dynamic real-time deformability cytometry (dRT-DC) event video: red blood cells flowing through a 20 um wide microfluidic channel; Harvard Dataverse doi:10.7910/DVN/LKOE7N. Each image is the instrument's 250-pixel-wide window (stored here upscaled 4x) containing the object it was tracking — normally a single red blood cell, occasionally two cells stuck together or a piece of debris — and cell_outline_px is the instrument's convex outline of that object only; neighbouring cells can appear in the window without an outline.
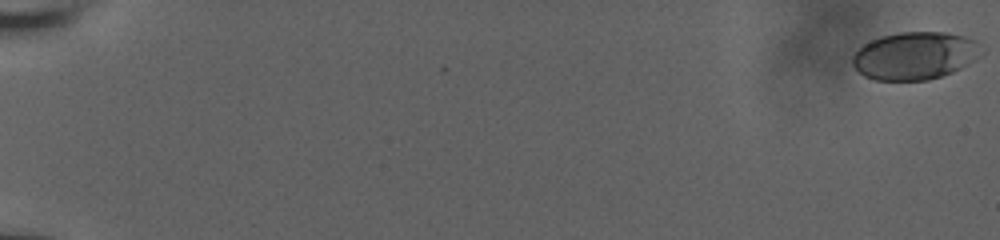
{"species": "human", "species_latin": "Homo sapiens", "temperature_condition": "room temperature", "stored_images_in_passage": 58, "camera_frame_rate_fps": 3000, "um_per_image_px": 0.085, "donor": {"sex": "male"}, "frame": {"image": 1, "passage_image": 1, "time_ms": 0.0, "image_size_px": [1000, 240], "cell_outline_px": [[984, 52], [976, 60], [952, 72], [928, 80], [876, 80], [864, 76], [852, 64], [852, 56], [864, 44], [880, 36], [900, 32], [944, 32], [964, 36], [972, 40]], "centroid_in_image_um": [77.76, 4.74], "position_along_channel_um": 7.2, "area_um2": 35.6}}
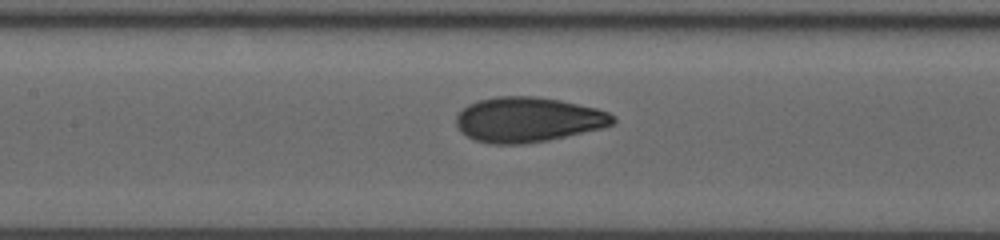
{"frame": {"image": 2, "passage_image": 31, "time_ms": 10.0, "image_size_px": [1000, 240], "cell_outline_px": [[616, 120], [612, 124], [604, 128], [548, 140], [520, 144], [492, 144], [476, 140], [460, 132], [456, 124], [456, 116], [468, 104], [476, 100], [496, 96], [536, 96], [560, 100], [596, 108], [608, 112], [616, 116]], "centroid_in_image_um": [44.88, 10.16], "position_along_channel_um": 162.5, "area_um2": 41.21}}
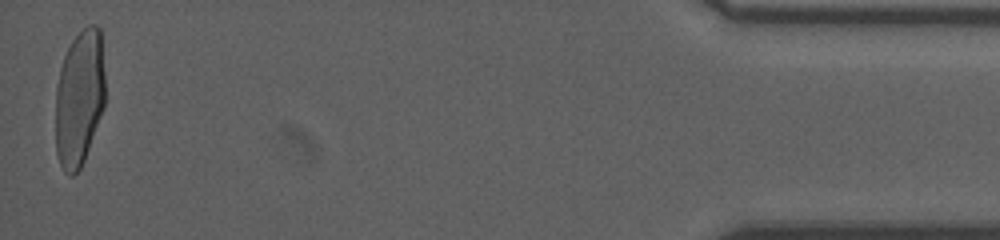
{"frame": {"image": 3, "passage_image": 58, "time_ms": 19.0, "image_size_px": [1000, 240], "cell_outline_px": [[104, 108], [84, 160], [80, 168], [72, 176], [68, 176], [64, 172], [60, 164], [56, 152], [56, 84], [60, 68], [64, 56], [72, 40], [88, 24], [96, 24], [100, 28], [104, 72]], "centroid_in_image_um": [6.74, 8.34], "position_along_channel_um": 428.5, "area_um2": 39.54}, "authors_computed_cell_mechanics": {"area_um2": 39.304, "velocity_mm_per_s": 3.8378, "shape_relaxation_time_tau1_ms": 5.7338, "shape_relaxation_time_tau2_ms": 0.7517, "deformation_change_tau1": 0.2126, "deformation_change_tau2": 0.057}}